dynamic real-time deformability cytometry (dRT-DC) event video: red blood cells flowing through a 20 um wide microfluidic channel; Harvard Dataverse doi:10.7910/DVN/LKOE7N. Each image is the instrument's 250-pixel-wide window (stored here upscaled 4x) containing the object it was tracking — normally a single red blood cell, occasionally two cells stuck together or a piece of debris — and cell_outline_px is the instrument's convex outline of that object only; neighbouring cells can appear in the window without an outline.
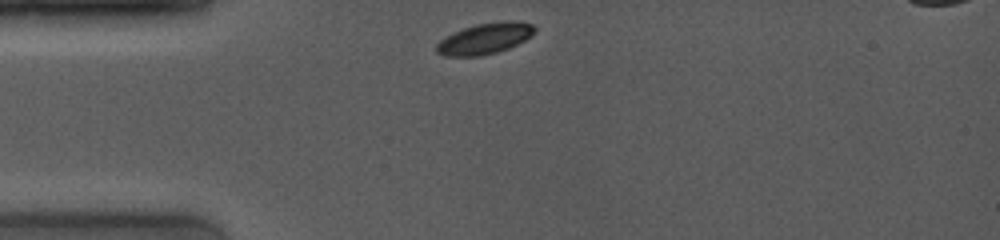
{"species": "common noctule bat (a hibernating species)", "species_latin": "Nyctalus noctula", "temperature_condition": "room temperature", "stored_images_in_passage": 16, "camera_frame_rate_fps": 4000, "um_per_image_px": 0.085, "animal": {"sex": "female", "body_mass_g": 19.0, "forearm_length_mm": 53.3}, "frame": {"image": 1, "passage_image": 1, "time_ms": 0.0, "image_size_px": [1000, 240], "cell_outline_px": [[536, 32], [532, 36], [508, 48], [496, 52], [476, 56], [444, 56], [436, 52], [436, 44], [444, 36], [452, 32], [476, 24], [512, 20], [516, 20], [532, 24], [536, 28]], "centroid_in_image_um": [41.2, 3.27], "position_along_channel_um": 43.8, "area_um2": 17.74}}
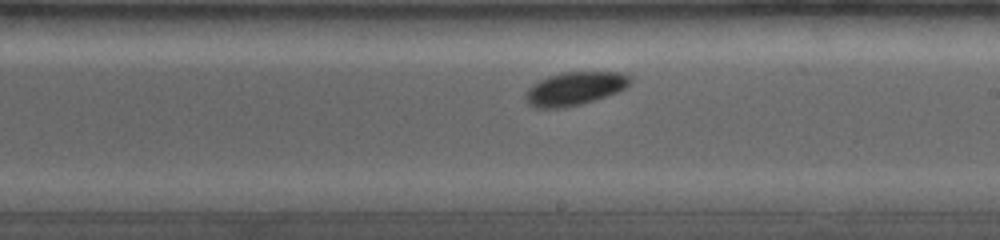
{"frame": {"image": 2, "passage_image": 12, "time_ms": 5.5, "image_size_px": [1000, 240], "cell_outline_px": [[632, 80], [624, 88], [616, 92], [580, 104], [564, 108], [536, 108], [528, 104], [524, 96], [528, 88], [532, 84], [548, 76], [564, 72], [620, 72], [632, 76]], "centroid_in_image_um": [48.82, 7.52], "position_along_channel_um": 240.2, "area_um2": 20.17}}
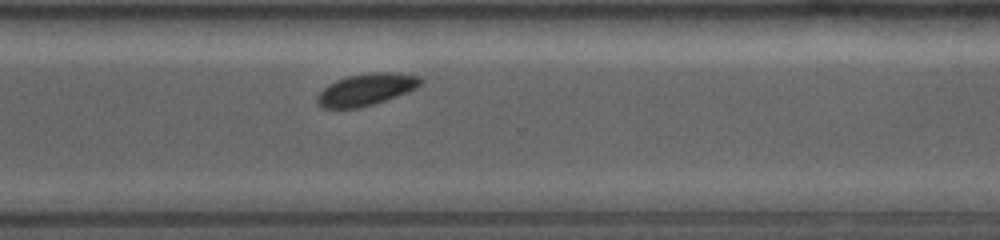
{"frame": {"image": 3, "passage_image": 16, "time_ms": 8.0, "image_size_px": [1000, 240], "cell_outline_px": [[424, 80], [416, 88], [408, 92], [372, 104], [356, 108], [320, 108], [316, 104], [316, 96], [328, 84], [336, 80], [348, 76], [372, 72], [400, 72], [420, 76]], "centroid_in_image_um": [31.12, 7.59], "position_along_channel_um": 339.5, "area_um2": 19.31}}